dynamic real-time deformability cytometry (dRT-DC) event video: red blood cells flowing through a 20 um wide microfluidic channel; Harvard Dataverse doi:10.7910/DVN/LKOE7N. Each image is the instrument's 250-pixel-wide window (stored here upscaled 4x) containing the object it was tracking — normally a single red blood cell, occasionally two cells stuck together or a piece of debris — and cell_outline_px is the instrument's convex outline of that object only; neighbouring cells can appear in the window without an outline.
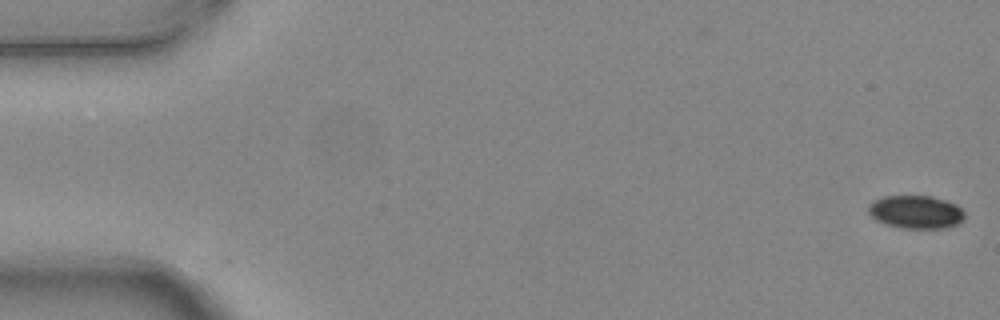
{"species": "common noctule bat (a hibernating species)", "species_latin": "Nyctalus noctula", "temperature_condition": "warm", "stored_images_in_passage": 5, "camera_frame_rate_fps": 3000, "um_per_image_px": 0.085, "animal": {"sex": "female", "body_mass_g": 24.6, "forearm_length_mm": 56.2}, "frame": {"image": 1, "passage_image": 1, "time_ms": 0.0, "image_size_px": [1000, 320], "cell_outline_px": [[964, 216], [956, 224], [944, 228], [900, 228], [876, 220], [868, 212], [868, 204], [872, 200], [884, 196], [932, 196], [956, 204], [964, 212]], "centroid_in_image_um": [77.8, 18.01], "position_along_channel_um": 7.2, "area_um2": 18.44}}
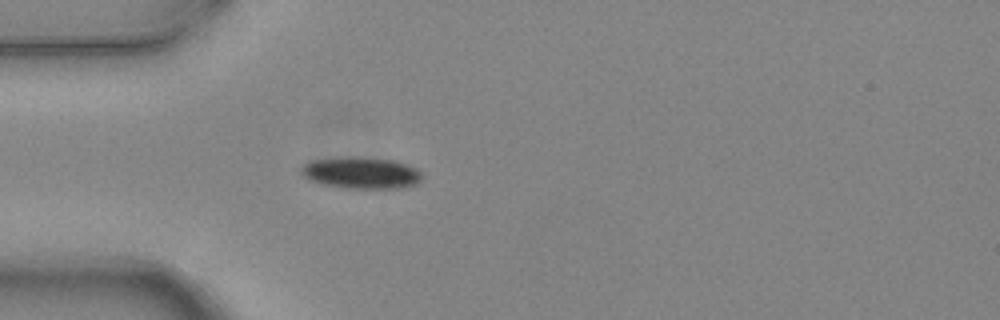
{"frame": {"image": 2, "passage_image": 5, "time_ms": 1.333, "image_size_px": [1000, 320], "cell_outline_px": [[420, 180], [416, 184], [404, 188], [344, 188], [324, 184], [308, 180], [300, 172], [300, 168], [308, 160], [340, 156], [356, 156], [396, 160], [408, 164], [416, 168], [420, 172]], "centroid_in_image_um": [30.66, 14.67], "position_along_channel_um": 54.3, "area_um2": 22.72}}